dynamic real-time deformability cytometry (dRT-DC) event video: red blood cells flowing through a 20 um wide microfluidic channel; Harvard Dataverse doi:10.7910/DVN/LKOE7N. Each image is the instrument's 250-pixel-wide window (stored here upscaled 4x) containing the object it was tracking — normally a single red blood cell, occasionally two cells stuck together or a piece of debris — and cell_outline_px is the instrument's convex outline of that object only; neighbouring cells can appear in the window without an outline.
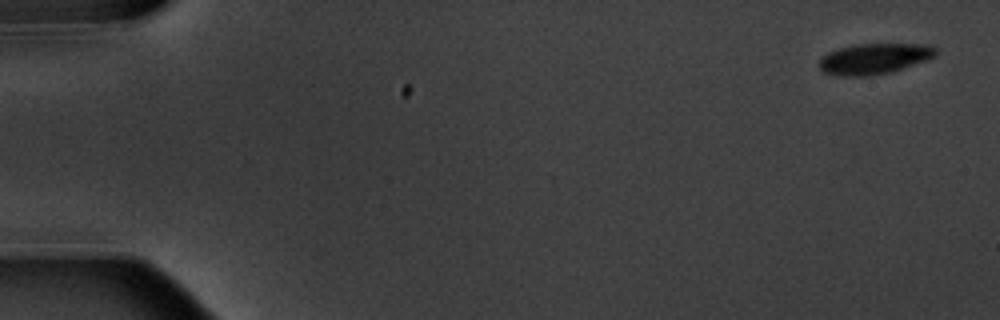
{"species": "common noctule bat (a hibernating species)", "species_latin": "Nyctalus noctula", "temperature_condition": "warm", "stored_images_in_passage": 5, "camera_frame_rate_fps": 3000, "um_per_image_px": 0.085, "animal": {"sex": "male", "body_mass_g": 20.1, "forearm_length_mm": 53.5}, "frame": {"image": 1, "passage_image": 1, "time_ms": 0.0, "image_size_px": [1000, 320], "cell_outline_px": [[936, 56], [928, 60], [888, 72], [864, 76], [844, 76], [824, 72], [820, 68], [820, 60], [828, 52], [852, 44], [928, 44], [936, 48]], "centroid_in_image_um": [74.34, 4.97], "position_along_channel_um": 10.7, "area_um2": 20.58}}